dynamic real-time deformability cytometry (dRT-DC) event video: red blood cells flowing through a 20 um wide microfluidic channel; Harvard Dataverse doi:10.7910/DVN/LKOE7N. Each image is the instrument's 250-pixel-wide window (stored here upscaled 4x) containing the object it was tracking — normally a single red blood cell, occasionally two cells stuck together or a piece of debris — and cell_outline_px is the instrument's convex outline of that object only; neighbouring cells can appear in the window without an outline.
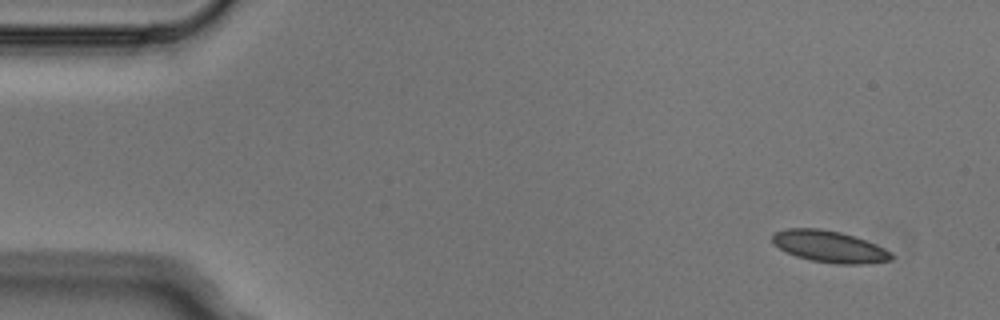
{"species": "Egyptian fruit bat (a non-hibernating species)", "species_latin": "Rousettus aegyptiacus", "temperature_condition": "cold", "stored_images_in_passage": 4, "camera_frame_rate_fps": 3000, "um_per_image_px": 0.085, "animal": {"sex": "male"}, "frame": {"image": 1, "passage_image": 1, "time_ms": 0.0, "image_size_px": [1000, 320], "cell_outline_px": [[892, 260], [864, 264], [836, 264], [812, 260], [796, 256], [780, 248], [772, 240], [772, 236], [776, 232], [788, 228], [820, 228], [840, 232], [876, 244], [892, 252]], "centroid_in_image_um": [70.53, 20.96], "position_along_channel_um": 14.5, "area_um2": 21.68}}
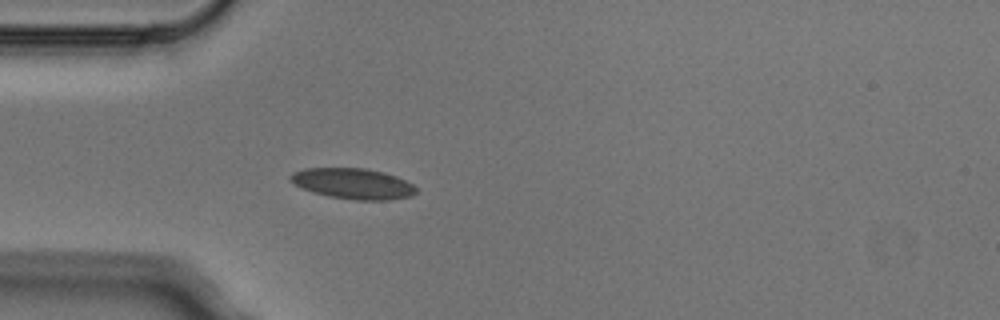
{"frame": {"image": 2, "passage_image": 4, "time_ms": 1.0, "image_size_px": [1000, 320], "cell_outline_px": [[416, 192], [412, 196], [388, 200], [356, 200], [328, 196], [312, 192], [300, 188], [292, 184], [288, 180], [288, 176], [292, 172], [304, 168], [364, 168], [384, 172], [396, 176], [412, 184], [416, 188]], "centroid_in_image_um": [29.94, 15.6], "position_along_channel_um": 55.1, "area_um2": 22.72}}